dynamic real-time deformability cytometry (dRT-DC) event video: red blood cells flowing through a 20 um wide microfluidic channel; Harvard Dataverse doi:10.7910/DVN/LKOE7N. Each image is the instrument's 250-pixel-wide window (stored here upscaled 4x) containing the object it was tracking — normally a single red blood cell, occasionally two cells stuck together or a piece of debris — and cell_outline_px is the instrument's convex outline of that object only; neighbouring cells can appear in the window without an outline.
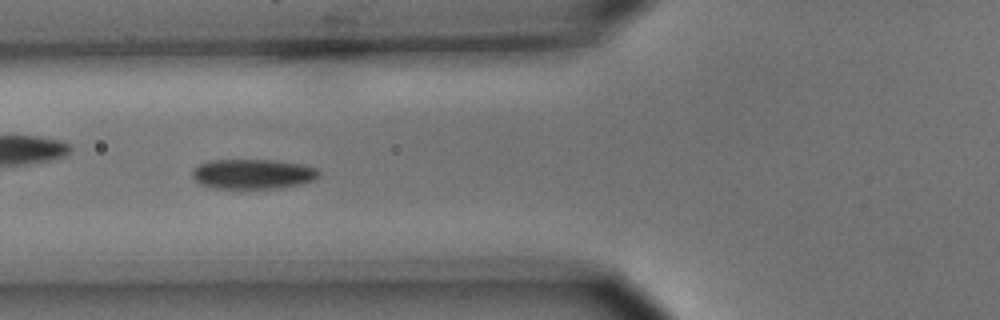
{"species": "common noctule bat (a hibernating species)", "species_latin": "Nyctalus noctula", "temperature_condition": "cold", "stored_images_in_passage": 7, "camera_frame_rate_fps": 3000, "um_per_image_px": 0.085, "animal": {"sex": "male", "body_mass_g": 15.6}, "frame": {"image": 1, "passage_image": 7, "time_ms": 7.0, "image_size_px": [1000, 320], "cell_outline_px": [[320, 176], [316, 180], [300, 184], [280, 188], [212, 188], [200, 184], [192, 176], [192, 168], [208, 160], [272, 160], [304, 164], [316, 168], [320, 172]], "centroid_in_image_um": [21.51, 14.79], "position_along_channel_um": 104.3, "area_um2": 22.25}}